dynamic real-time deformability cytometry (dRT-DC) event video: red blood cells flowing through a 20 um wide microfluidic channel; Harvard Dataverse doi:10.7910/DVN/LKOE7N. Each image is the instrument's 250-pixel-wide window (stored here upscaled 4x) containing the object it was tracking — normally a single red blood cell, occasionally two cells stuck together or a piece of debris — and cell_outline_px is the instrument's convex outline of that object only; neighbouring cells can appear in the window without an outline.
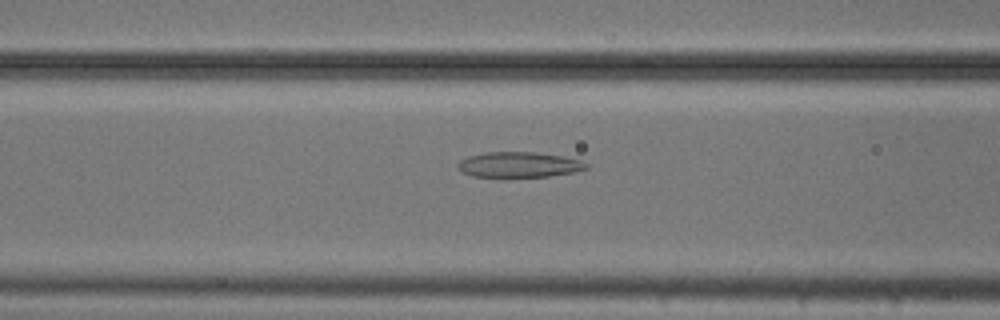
{"species": "common noctule bat (a hibernating species)", "species_latin": "Nyctalus noctula", "temperature_condition": "cold", "stored_images_in_passage": 53, "camera_frame_rate_fps": 3000, "um_per_image_px": 0.085, "animal": {"sex": "male", "body_mass_g": 20.5, "forearm_length_mm": 52.5}, "frame": {"image": 1, "passage_image": 21, "time_ms": 6.667, "image_size_px": [1000, 320], "cell_outline_px": [[588, 168], [576, 172], [548, 176], [508, 180], [500, 180], [472, 176], [460, 172], [456, 168], [456, 164], [460, 160], [468, 156], [484, 152], [536, 152], [564, 156], [580, 160], [588, 164]], "centroid_in_image_um": [44.03, 14.05], "position_along_channel_um": 122.6, "area_um2": 20.29}}
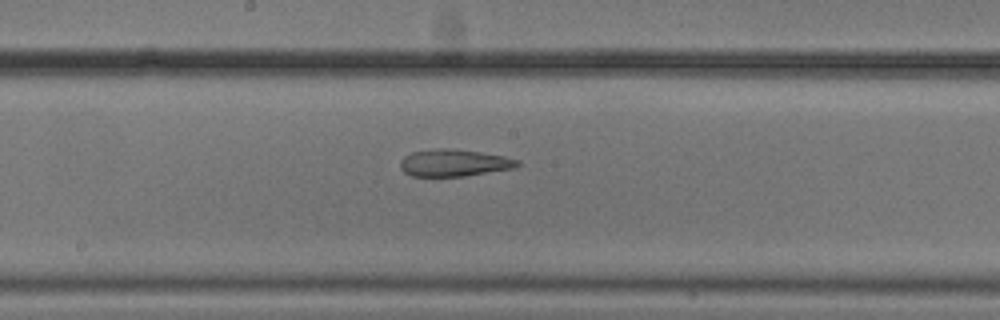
{"frame": {"image": 2, "passage_image": 28, "time_ms": 9.0, "image_size_px": [1000, 320], "cell_outline_px": [[520, 164], [516, 168], [464, 176], [412, 176], [404, 172], [400, 168], [400, 160], [404, 156], [412, 152], [436, 148], [448, 148], [480, 152], [504, 156], [520, 160]], "centroid_in_image_um": [38.6, 13.84], "position_along_channel_um": 209.6, "area_um2": 18.55}}
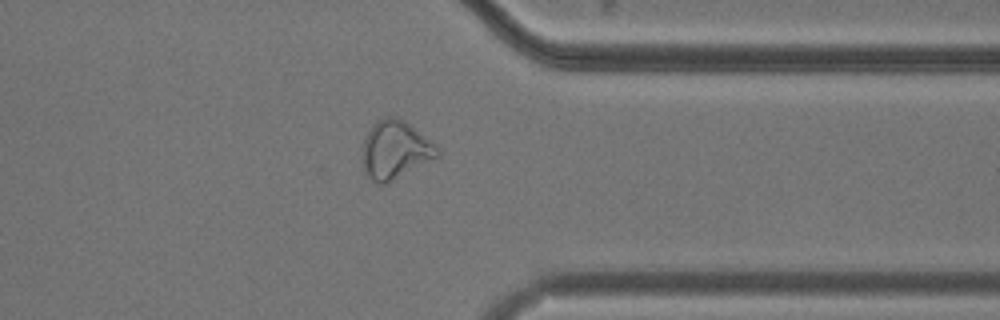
{"frame": {"image": 3, "passage_image": 42, "time_ms": 13.667, "image_size_px": [1000, 320], "cell_outline_px": [[440, 156], [388, 184], [380, 184], [372, 180], [368, 176], [364, 168], [364, 140], [372, 124], [376, 120], [388, 116], [396, 116], [404, 120], [432, 144], [440, 152]], "centroid_in_image_um": [33.58, 12.76], "position_along_channel_um": 377.8, "area_um2": 24.97}, "authors_computed_cell_mechanics": {"area_um2": 24.4494, "velocity_mm_per_s": 3.72, "shape_relaxation_time_tau1_ms": null, "shape_relaxation_time_tau2_ms": 7.549, "deformation_change_tau1": null, "deformation_change_tau2": 0.1957}}